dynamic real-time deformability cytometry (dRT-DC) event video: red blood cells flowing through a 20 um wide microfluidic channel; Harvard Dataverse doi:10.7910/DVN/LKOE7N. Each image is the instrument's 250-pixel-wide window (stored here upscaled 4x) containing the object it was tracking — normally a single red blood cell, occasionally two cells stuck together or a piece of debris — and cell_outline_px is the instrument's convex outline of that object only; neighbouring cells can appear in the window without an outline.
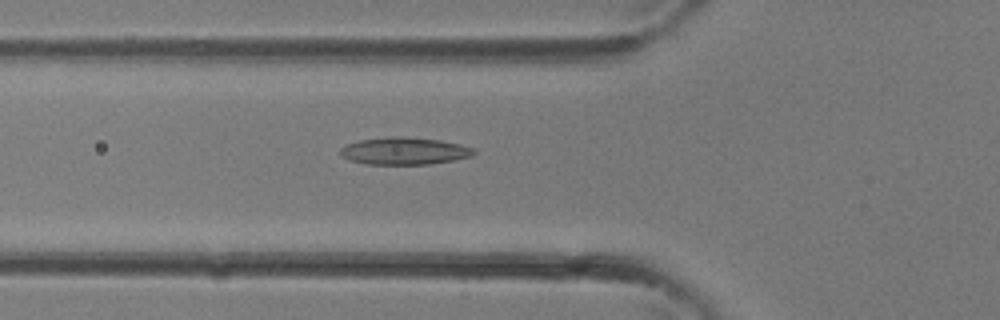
{"species": "common noctule bat (a hibernating species)", "species_latin": "Nyctalus noctula", "temperature_condition": "room temperature", "stored_images_in_passage": 34, "camera_frame_rate_fps": 3000, "um_per_image_px": 0.085, "animal": {"sex": "female"}, "frame": {"image": 1, "passage_image": 12, "time_ms": 3.667, "image_size_px": [1000, 320], "cell_outline_px": [[476, 152], [472, 156], [452, 160], [428, 164], [364, 164], [348, 160], [340, 156], [340, 148], [344, 144], [360, 140], [392, 136], [404, 136], [440, 140], [460, 144], [472, 148]], "centroid_in_image_um": [34.31, 12.83], "position_along_channel_um": 91.5, "area_um2": 21.33}}
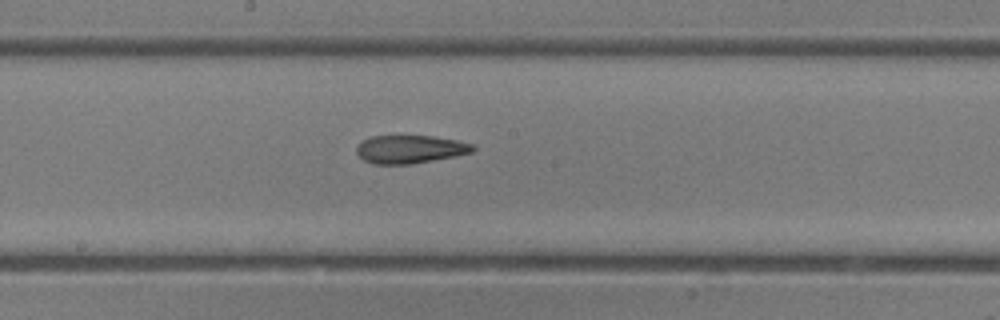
{"frame": {"image": 2, "passage_image": 18, "time_ms": 5.667, "image_size_px": [1000, 320], "cell_outline_px": [[476, 148], [472, 152], [456, 156], [412, 164], [372, 164], [364, 160], [356, 152], [356, 148], [364, 140], [372, 136], [432, 136], [456, 140], [472, 144]], "centroid_in_image_um": [34.87, 12.69], "position_along_channel_um": 213.3, "area_um2": 18.96}}
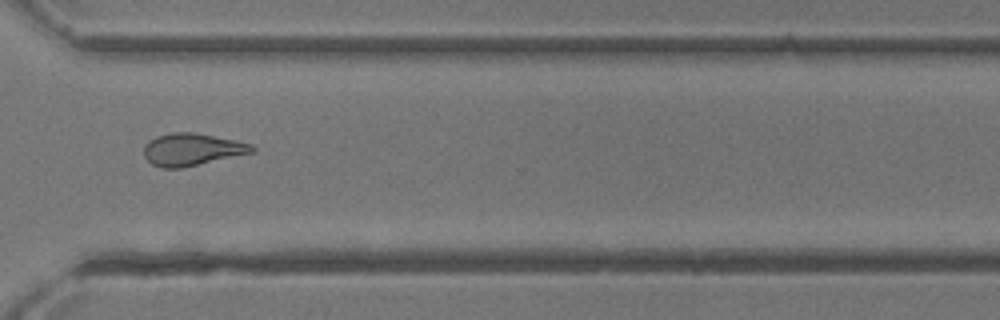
{"frame": {"image": 3, "passage_image": 25, "time_ms": 8.0, "image_size_px": [1000, 320], "cell_outline_px": [[256, 152], [184, 168], [160, 168], [152, 164], [144, 156], [144, 144], [148, 140], [156, 136], [172, 132], [192, 132], [252, 144], [256, 148]], "centroid_in_image_um": [16.31, 12.72], "position_along_channel_um": 354.3, "area_um2": 20.52}}